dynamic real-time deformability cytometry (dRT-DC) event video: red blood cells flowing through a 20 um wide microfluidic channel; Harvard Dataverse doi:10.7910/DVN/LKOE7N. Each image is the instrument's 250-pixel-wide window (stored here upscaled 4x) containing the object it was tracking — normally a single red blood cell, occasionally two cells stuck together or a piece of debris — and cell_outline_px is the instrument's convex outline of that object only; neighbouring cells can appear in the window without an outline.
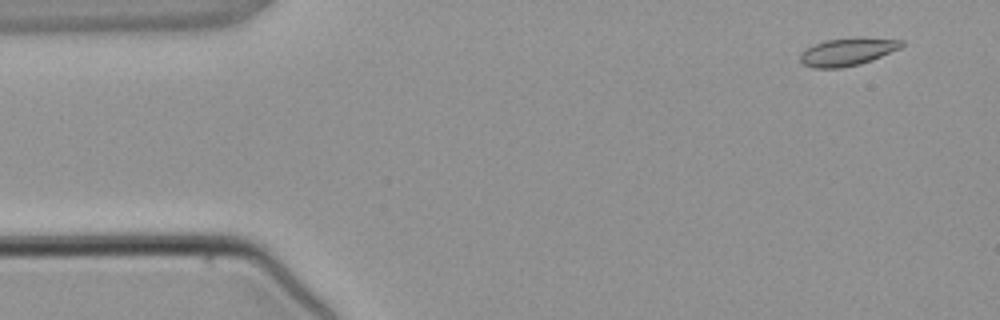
{"species": "common noctule bat (a hibernating species)", "species_latin": "Nyctalus noctula", "temperature_condition": "warm", "stored_images_in_passage": 3, "camera_frame_rate_fps": 3000, "um_per_image_px": 0.085, "animal": {"sex": "male", "body_mass_g": 21.5, "forearm_length_mm": 52.0}, "frame": {"image": 1, "passage_image": 1, "time_ms": 0.0, "image_size_px": [1000, 320], "cell_outline_px": [[904, 44], [900, 48], [872, 60], [860, 64], [840, 68], [812, 68], [804, 64], [800, 60], [800, 52], [804, 48], [812, 44], [824, 40], [904, 40]], "centroid_in_image_um": [71.92, 4.46], "position_along_channel_um": 13.1, "area_um2": 15.66}}
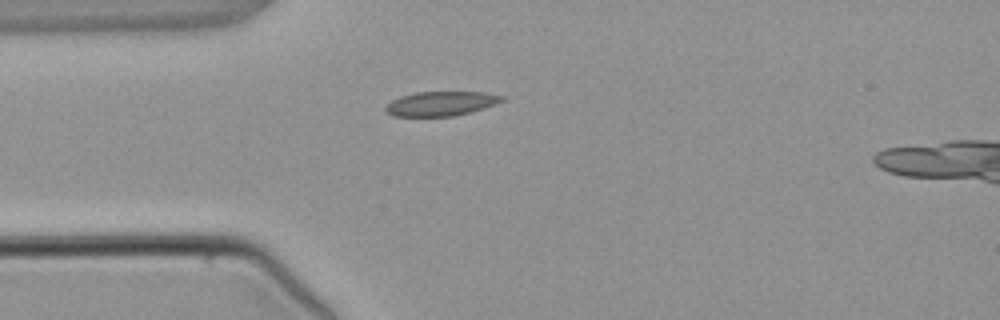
{"frame": {"image": 2, "passage_image": 3, "time_ms": 2.667, "image_size_px": [1000, 320], "cell_outline_px": [[504, 100], [484, 108], [452, 116], [392, 116], [384, 108], [392, 100], [400, 96], [416, 92], [484, 92], [504, 96]], "centroid_in_image_um": [37.46, 8.8], "position_along_channel_um": 47.5, "area_um2": 16.36}}